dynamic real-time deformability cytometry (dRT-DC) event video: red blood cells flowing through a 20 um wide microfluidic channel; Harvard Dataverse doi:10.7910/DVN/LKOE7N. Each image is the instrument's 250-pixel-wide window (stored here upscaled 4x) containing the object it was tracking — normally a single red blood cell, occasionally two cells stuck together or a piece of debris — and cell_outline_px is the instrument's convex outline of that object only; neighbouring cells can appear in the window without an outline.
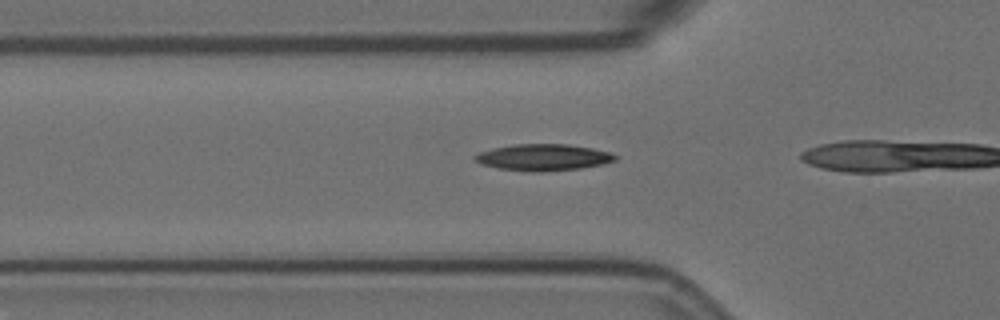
{"species": "Egyptian fruit bat (a non-hibernating species)", "species_latin": "Rousettus aegyptiacus", "temperature_condition": "room temperature", "stored_images_in_passage": 7, "camera_frame_rate_fps": 3000, "um_per_image_px": 0.085, "animal": {"sex": "female"}, "frame": {"image": 1, "passage_image": 3, "time_ms": 0.667, "image_size_px": [1000, 320], "cell_outline_px": [[620, 156], [616, 160], [604, 164], [580, 168], [540, 172], [536, 172], [500, 168], [480, 164], [472, 156], [480, 152], [492, 148], [516, 144], [568, 144], [592, 148], [612, 152]], "centroid_in_image_um": [46.23, 13.37], "position_along_channel_um": 79.6, "area_um2": 21.73}}
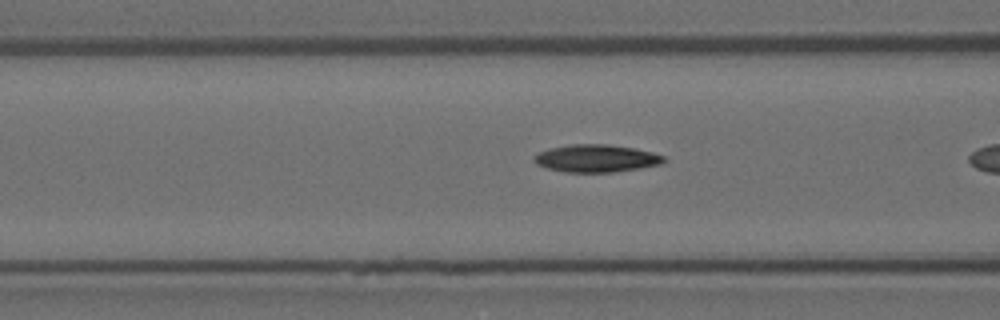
{"frame": {"image": 2, "passage_image": 6, "time_ms": 1.667, "image_size_px": [1000, 320], "cell_outline_px": [[668, 160], [660, 164], [640, 168], [612, 172], [564, 172], [548, 168], [536, 164], [532, 160], [532, 156], [540, 152], [552, 148], [572, 144], [604, 144], [632, 148], [652, 152], [664, 156]], "centroid_in_image_um": [50.67, 13.47], "position_along_channel_um": 115.9, "area_um2": 20.69}}